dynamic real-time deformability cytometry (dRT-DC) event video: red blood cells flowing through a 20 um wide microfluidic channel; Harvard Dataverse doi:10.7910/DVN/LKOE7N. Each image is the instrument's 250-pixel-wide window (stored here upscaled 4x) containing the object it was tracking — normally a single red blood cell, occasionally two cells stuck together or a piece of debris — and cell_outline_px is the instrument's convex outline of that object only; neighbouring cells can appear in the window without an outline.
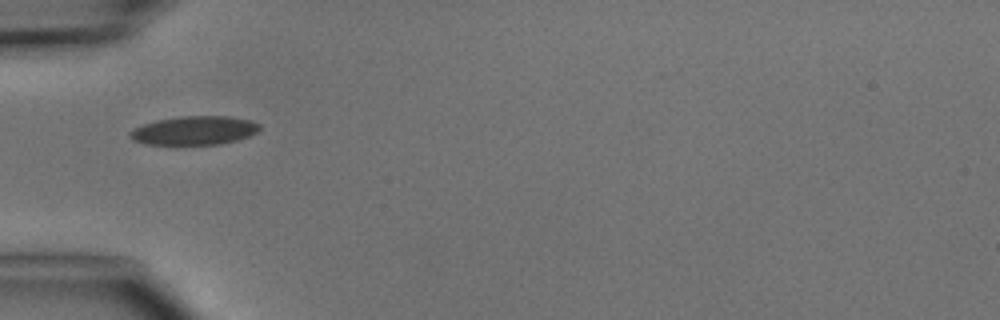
{"species": "common noctule bat (a hibernating species)", "species_latin": "Nyctalus noctula", "temperature_condition": "cold", "stored_images_in_passage": 2, "camera_frame_rate_fps": 3000, "um_per_image_px": 0.085, "animal": {"sex": "male", "body_mass_g": 15.6}, "frame": {"image": 1, "passage_image": 1, "time_ms": 0.0, "image_size_px": [1000, 320], "cell_outline_px": [[260, 128], [256, 132], [248, 136], [236, 140], [220, 144], [148, 144], [132, 140], [128, 132], [132, 128], [156, 120], [180, 116], [228, 116], [252, 120], [260, 124]], "centroid_in_image_um": [16.51, 11.08], "position_along_channel_um": 68.5, "area_um2": 21.68}}